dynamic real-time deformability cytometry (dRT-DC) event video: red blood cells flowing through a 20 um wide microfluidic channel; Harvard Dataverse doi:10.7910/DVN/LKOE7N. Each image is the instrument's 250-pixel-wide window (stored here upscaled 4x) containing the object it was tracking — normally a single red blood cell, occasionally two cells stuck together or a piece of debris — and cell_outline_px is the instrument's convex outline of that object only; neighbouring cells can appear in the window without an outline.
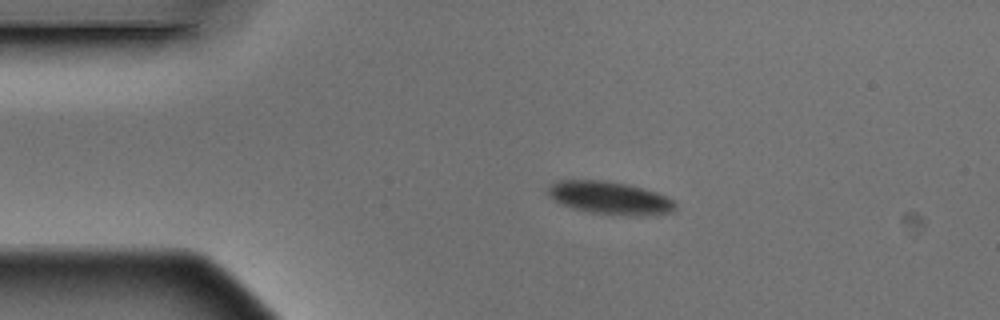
{"species": "Egyptian fruit bat (a non-hibernating species)", "species_latin": "Rousettus aegyptiacus", "temperature_condition": "warm", "stored_images_in_passage": 3, "camera_frame_rate_fps": 3000, "um_per_image_px": 0.085, "animal": {"sex": "male"}, "frame": {"image": 1, "passage_image": 2, "time_ms": 0.333, "image_size_px": [1000, 320], "cell_outline_px": [[676, 208], [672, 212], [656, 216], [620, 216], [592, 212], [572, 208], [548, 196], [548, 188], [556, 180], [604, 180], [624, 184], [656, 192], [672, 200], [676, 204]], "centroid_in_image_um": [51.87, 16.85], "position_along_channel_um": 33.1, "area_um2": 24.33}}